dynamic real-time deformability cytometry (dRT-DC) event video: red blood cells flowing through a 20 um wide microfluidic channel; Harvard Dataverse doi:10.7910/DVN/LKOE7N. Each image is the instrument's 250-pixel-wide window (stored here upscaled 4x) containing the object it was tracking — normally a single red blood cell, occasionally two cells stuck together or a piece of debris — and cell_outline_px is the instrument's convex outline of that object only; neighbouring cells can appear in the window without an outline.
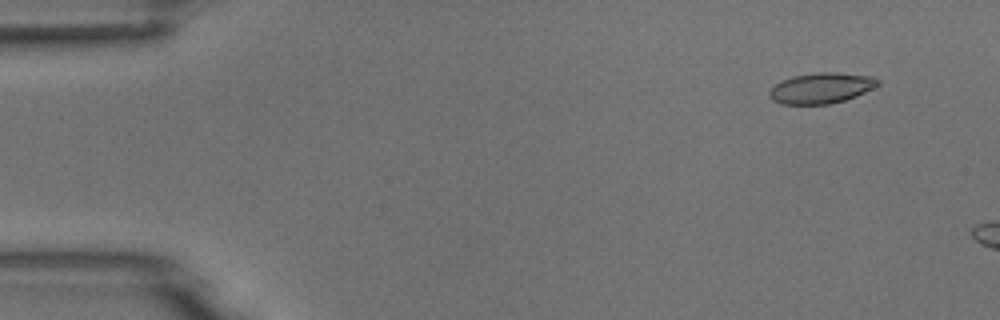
{"species": "common noctule bat (a hibernating species)", "species_latin": "Nyctalus noctula", "temperature_condition": "room temperature", "stored_images_in_passage": 3, "camera_frame_rate_fps": 3000, "um_per_image_px": 0.085, "animal": {"sex": "male", "body_mass_g": 18.8}, "frame": {"image": 1, "passage_image": 1, "time_ms": 0.0, "image_size_px": [1000, 320], "cell_outline_px": [[880, 84], [856, 96], [844, 100], [828, 104], [780, 104], [772, 100], [768, 96], [768, 92], [776, 84], [792, 76], [820, 72], [836, 72], [872, 76], [880, 80]], "centroid_in_image_um": [69.8, 7.49], "position_along_channel_um": 15.2, "area_um2": 19.31}}